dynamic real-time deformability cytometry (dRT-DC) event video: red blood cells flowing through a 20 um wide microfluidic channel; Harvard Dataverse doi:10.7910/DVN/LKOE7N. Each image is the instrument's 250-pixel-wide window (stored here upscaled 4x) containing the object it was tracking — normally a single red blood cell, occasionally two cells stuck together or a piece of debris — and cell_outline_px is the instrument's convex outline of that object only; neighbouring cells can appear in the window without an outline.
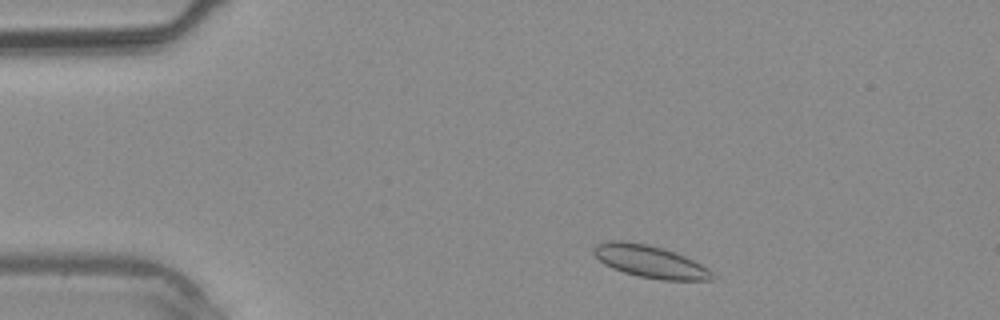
{"species": "common noctule bat (a hibernating species)", "species_latin": "Nyctalus noctula", "temperature_condition": "warm", "stored_images_in_passage": 2, "camera_frame_rate_fps": 3000, "um_per_image_px": 0.085, "animal": {"sex": "male", "body_mass_g": 20.4}, "frame": {"image": 1, "passage_image": 1, "time_ms": 0.0, "image_size_px": [1000, 320], "cell_outline_px": [[716, 280], [660, 280], [636, 276], [612, 268], [604, 264], [592, 252], [592, 248], [596, 244], [608, 240], [624, 240], [664, 248], [684, 256], [708, 268], [712, 272]], "centroid_in_image_um": [55.23, 22.23], "position_along_channel_um": 29.8, "area_um2": 22.43}}